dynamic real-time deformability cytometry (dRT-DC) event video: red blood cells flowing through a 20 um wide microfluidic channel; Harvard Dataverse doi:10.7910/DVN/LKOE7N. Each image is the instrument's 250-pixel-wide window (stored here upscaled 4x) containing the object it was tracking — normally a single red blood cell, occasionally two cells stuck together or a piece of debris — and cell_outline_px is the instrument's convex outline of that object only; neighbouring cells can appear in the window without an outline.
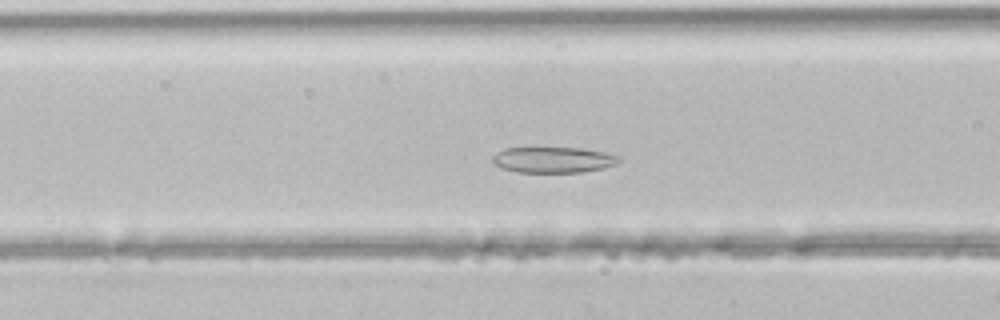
{"species": "common noctule bat (a hibernating species)", "species_latin": "Nyctalus noctula", "temperature_condition": "room temperature", "stored_images_in_passage": 46, "camera_frame_rate_fps": 3000, "um_per_image_px": 0.085, "animal": {"sex": "male", "body_mass_g": 21.5, "forearm_length_mm": 52.0}, "frame": {"image": 1, "passage_image": 17, "time_ms": 5.333, "image_size_px": [1000, 320], "cell_outline_px": [[620, 160], [616, 164], [604, 168], [580, 172], [516, 172], [500, 168], [492, 164], [492, 156], [496, 152], [504, 148], [536, 144], [580, 148], [604, 152], [620, 156]], "centroid_in_image_um": [46.92, 13.52], "position_along_channel_um": 119.7, "area_um2": 20.23}}
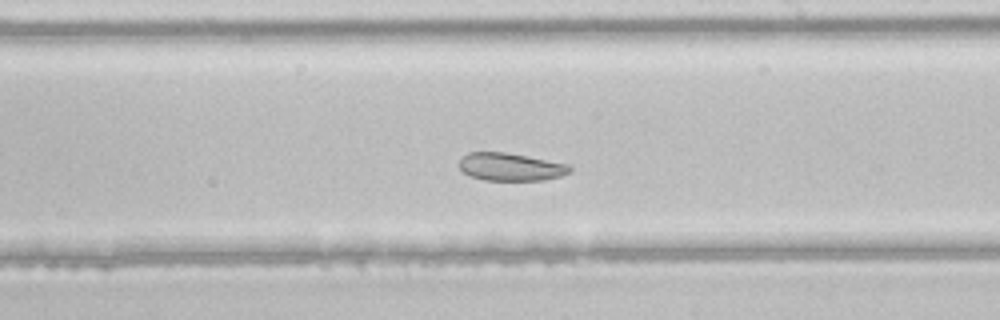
{"frame": {"image": 2, "passage_image": 26, "time_ms": 8.333, "image_size_px": [1000, 320], "cell_outline_px": [[572, 172], [560, 176], [544, 180], [484, 180], [472, 176], [464, 172], [460, 168], [460, 160], [468, 152], [504, 152], [568, 164], [572, 168]], "centroid_in_image_um": [43.42, 14.19], "position_along_channel_um": 245.6, "area_um2": 17.69}}
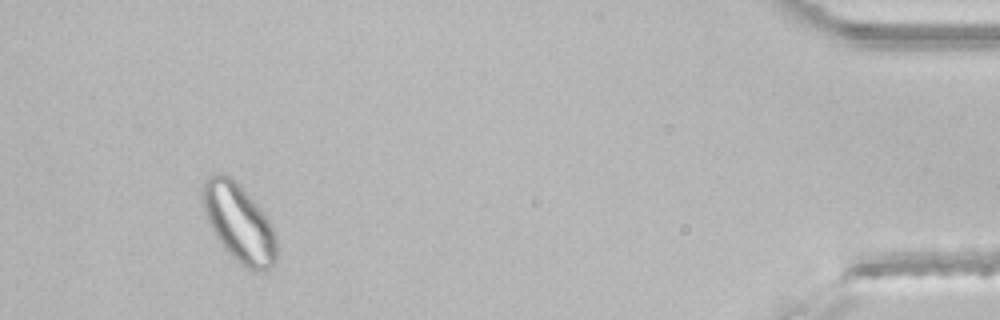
{"frame": {"image": 3, "passage_image": 43, "time_ms": 14.0, "image_size_px": [1000, 320], "cell_outline_px": [[276, 264], [272, 268], [264, 272], [256, 272], [240, 264], [224, 248], [216, 236], [208, 220], [200, 196], [200, 188], [204, 180], [220, 172], [228, 176], [240, 184], [256, 204], [268, 220], [272, 228], [276, 240]], "centroid_in_image_um": [20.3, 18.96], "position_along_channel_um": 414.9, "area_um2": 33.41}}